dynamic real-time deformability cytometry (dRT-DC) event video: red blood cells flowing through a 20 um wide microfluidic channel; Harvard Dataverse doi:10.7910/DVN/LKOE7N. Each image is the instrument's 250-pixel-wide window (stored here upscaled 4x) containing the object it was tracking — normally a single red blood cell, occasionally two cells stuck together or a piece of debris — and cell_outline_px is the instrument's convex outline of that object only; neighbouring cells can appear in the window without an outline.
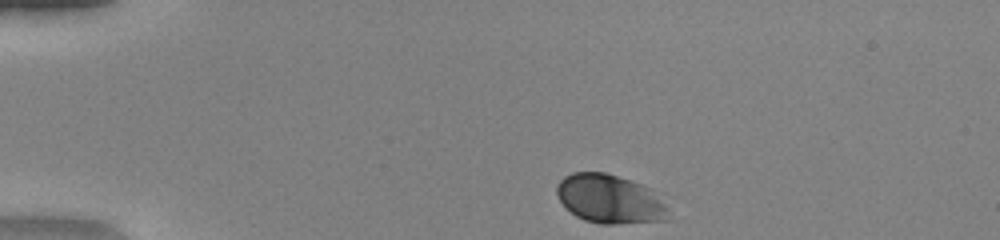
{"species": "human", "species_latin": "Homo sapiens", "temperature_condition": "warm", "stored_images_in_passage": 41, "camera_frame_rate_fps": 3000, "um_per_image_px": 0.085, "donor": {"sex": "female"}, "frame": {"image": 1, "passage_image": 1, "time_ms": 0.0, "image_size_px": [1000, 240], "cell_outline_px": [[668, 220], [616, 224], [600, 224], [584, 220], [576, 216], [560, 200], [556, 192], [556, 184], [564, 176], [572, 172], [604, 172], [652, 188], [668, 208]], "centroid_in_image_um": [51.83, 16.92], "position_along_channel_um": 33.2, "area_um2": 31.73}}
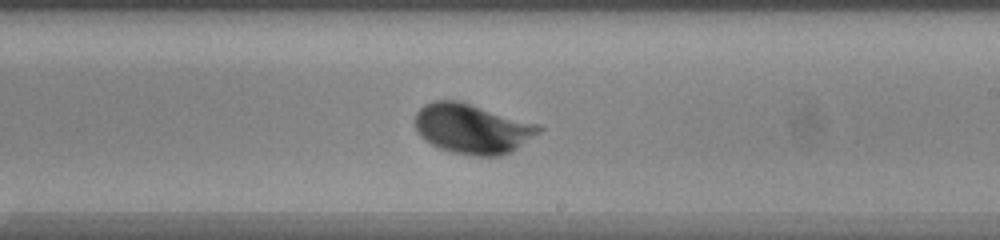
{"frame": {"image": 2, "passage_image": 22, "time_ms": 7.0, "image_size_px": [1000, 240], "cell_outline_px": [[544, 128], [540, 132], [516, 148], [500, 156], [472, 156], [452, 152], [440, 148], [424, 140], [416, 132], [416, 112], [424, 104], [436, 100], [460, 100], [540, 124]], "centroid_in_image_um": [40.14, 10.92], "position_along_channel_um": 248.9, "area_um2": 36.13}}
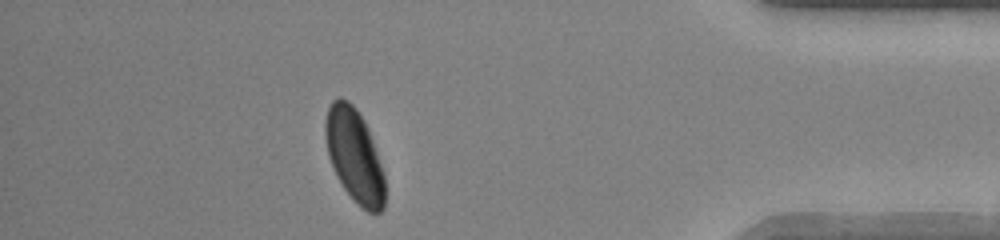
{"frame": {"image": 3, "passage_image": 36, "time_ms": 11.667, "image_size_px": [1000, 240], "cell_outline_px": [[384, 208], [380, 212], [368, 212], [360, 208], [356, 204], [344, 188], [336, 176], [328, 156], [324, 136], [324, 124], [328, 108], [332, 100], [340, 96], [348, 100], [356, 108], [364, 120], [368, 128], [384, 172]], "centroid_in_image_um": [30.11, 13.21], "position_along_channel_um": 405.1, "area_um2": 32.66}, "authors_computed_cell_mechanics": {"area_um2": 33.6974, "velocity_mm_per_s": 4.0832, "shape_relaxation_time_tau1_ms": 1.5474, "shape_relaxation_time_tau2_ms": null, "deformation_change_tau1": 0.1168, "deformation_change_tau2": null}}